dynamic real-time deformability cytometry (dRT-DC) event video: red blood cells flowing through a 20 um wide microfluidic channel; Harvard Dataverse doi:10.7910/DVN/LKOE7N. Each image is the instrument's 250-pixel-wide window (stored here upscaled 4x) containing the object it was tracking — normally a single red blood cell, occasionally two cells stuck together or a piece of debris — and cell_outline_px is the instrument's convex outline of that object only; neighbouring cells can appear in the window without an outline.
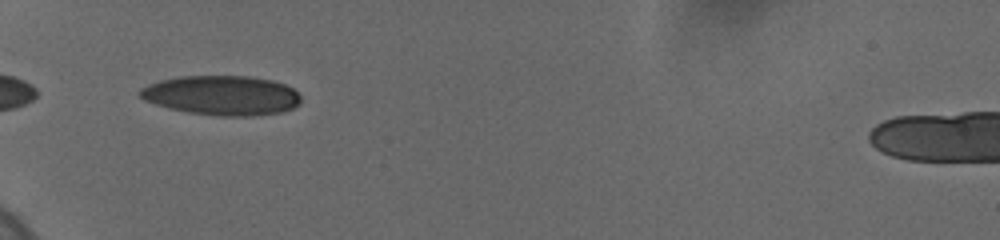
{"species": "human", "species_latin": "Homo sapiens", "temperature_condition": "cold", "stored_images_in_passage": 26, "camera_frame_rate_fps": 3000, "um_per_image_px": 0.085, "donor": {"sex": "female"}, "frame": {"image": 1, "passage_image": 1, "time_ms": 0.0, "image_size_px": [1000, 240], "cell_outline_px": [[300, 104], [292, 108], [280, 112], [248, 116], [220, 116], [188, 112], [168, 108], [144, 100], [136, 92], [140, 88], [148, 84], [160, 80], [180, 76], [248, 76], [272, 80], [284, 84], [292, 88], [300, 96]], "centroid_in_image_um": [18.82, 8.1], "position_along_channel_um": 66.2, "area_um2": 37.11}}
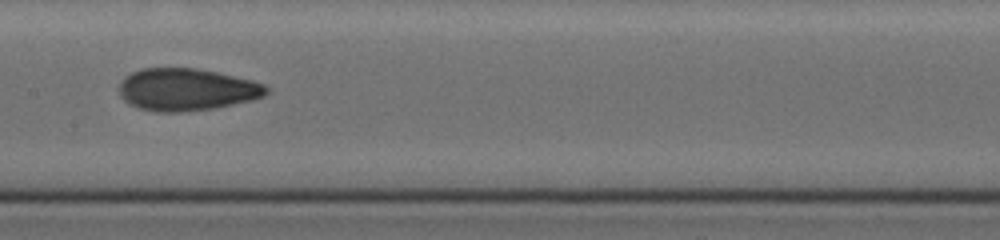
{"frame": {"image": 2, "passage_image": 8, "time_ms": 3.667, "image_size_px": [1000, 240], "cell_outline_px": [[268, 92], [264, 96], [252, 100], [216, 108], [180, 112], [156, 112], [140, 108], [128, 104], [120, 96], [120, 80], [124, 76], [140, 68], [196, 68], [216, 72], [252, 80], [264, 84], [268, 88]], "centroid_in_image_um": [15.84, 7.61], "position_along_channel_um": 191.6, "area_um2": 36.41}}
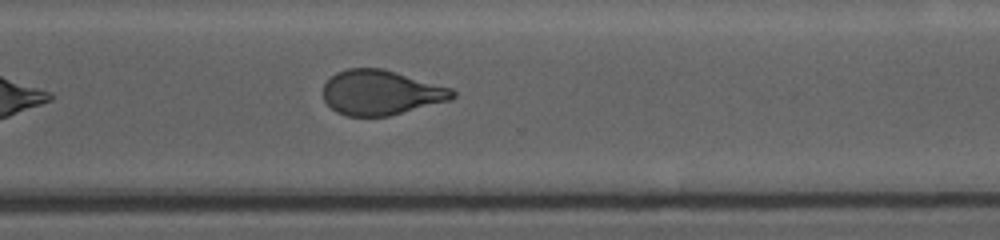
{"frame": {"image": 3, "passage_image": 16, "time_ms": 7.667, "image_size_px": [1000, 240], "cell_outline_px": [[456, 96], [448, 100], [388, 116], [348, 116], [336, 112], [324, 100], [324, 84], [336, 72], [348, 68], [384, 68], [452, 88], [456, 92]], "centroid_in_image_um": [32.37, 7.85], "position_along_channel_um": 338.2, "area_um2": 33.64}, "authors_computed_cell_mechanics": {"area_um2": 34.9112, "velocity_mm_per_s": 3.6995, "shape_relaxation_time_tau1_ms": null, "shape_relaxation_time_tau2_ms": 1.4369, "deformation_change_tau1": null, "deformation_change_tau2": 0.0678}}